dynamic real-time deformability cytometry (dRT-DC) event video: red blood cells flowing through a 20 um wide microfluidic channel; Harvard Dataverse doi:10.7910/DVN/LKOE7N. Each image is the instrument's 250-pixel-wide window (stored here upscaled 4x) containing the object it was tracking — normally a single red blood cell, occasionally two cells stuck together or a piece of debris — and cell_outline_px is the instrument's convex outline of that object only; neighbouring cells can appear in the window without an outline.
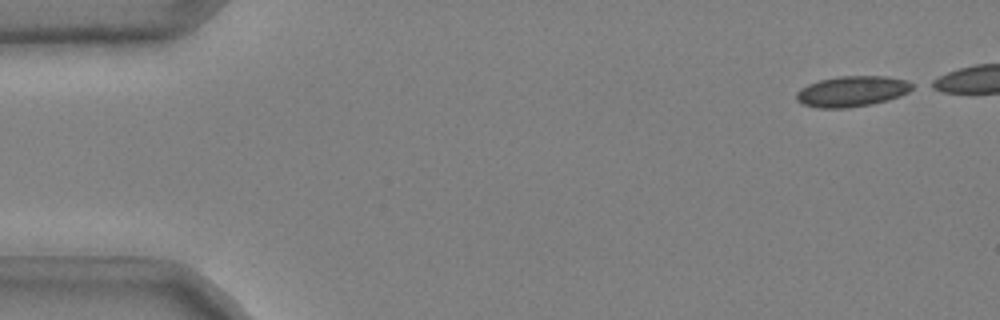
{"species": "common noctule bat (a hibernating species)", "species_latin": "Nyctalus noctula", "temperature_condition": "cold", "stored_images_in_passage": 45, "camera_frame_rate_fps": 3000, "um_per_image_px": 0.085, "animal": {"sex": "male", "body_mass_g": 20.4}, "frame": {"image": 1, "passage_image": 1, "time_ms": 0.0, "image_size_px": [1000, 320], "cell_outline_px": [[916, 88], [900, 96], [888, 100], [872, 104], [848, 108], [820, 108], [800, 104], [796, 100], [796, 92], [800, 88], [808, 84], [820, 80], [840, 76], [888, 76], [908, 80], [916, 84]], "centroid_in_image_um": [72.46, 7.76], "position_along_channel_um": 12.5, "area_um2": 21.1}}
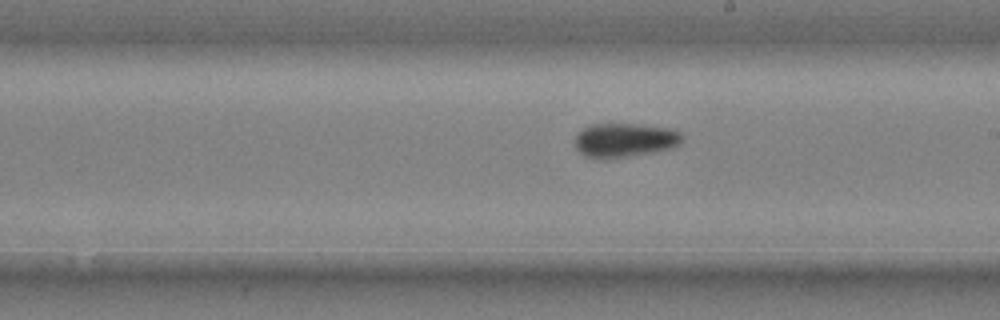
{"frame": {"image": 2, "passage_image": 28, "time_ms": 9.0, "image_size_px": [1000, 320], "cell_outline_px": [[680, 144], [672, 148], [652, 152], [600, 160], [584, 156], [576, 148], [576, 136], [584, 128], [592, 124], [640, 124], [672, 128], [680, 132]], "centroid_in_image_um": [53.09, 11.91], "position_along_channel_um": 235.9, "area_um2": 21.21}}
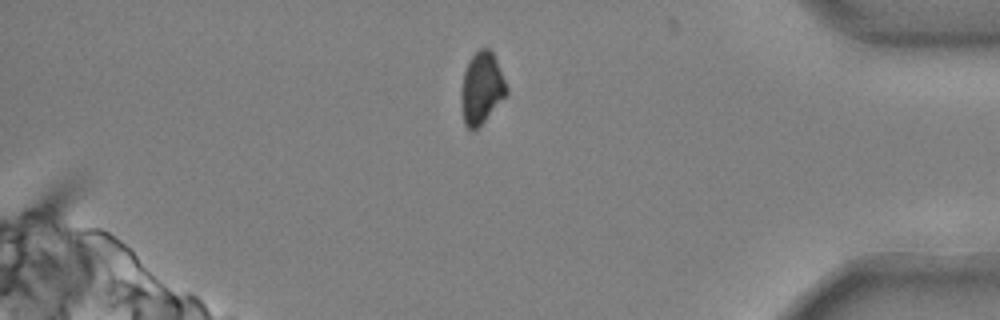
{"frame": {"image": 3, "passage_image": 43, "time_ms": 14.0, "image_size_px": [1000, 320], "cell_outline_px": [[508, 92], [484, 120], [472, 132], [464, 124], [460, 100], [460, 96], [464, 72], [468, 60], [480, 48], [488, 48], [492, 52], [496, 60], [508, 88]], "centroid_in_image_um": [40.9, 7.48], "position_along_channel_um": 394.3, "area_um2": 18.67}, "authors_computed_cell_mechanics": {"area_um2": 20.519, "velocity_mm_per_s": 3.7129, "shape_relaxation_time_tau1_ms": 6.895, "shape_relaxation_time_tau2_ms": null, "deformation_change_tau1": 0.113, "deformation_change_tau2": null}}